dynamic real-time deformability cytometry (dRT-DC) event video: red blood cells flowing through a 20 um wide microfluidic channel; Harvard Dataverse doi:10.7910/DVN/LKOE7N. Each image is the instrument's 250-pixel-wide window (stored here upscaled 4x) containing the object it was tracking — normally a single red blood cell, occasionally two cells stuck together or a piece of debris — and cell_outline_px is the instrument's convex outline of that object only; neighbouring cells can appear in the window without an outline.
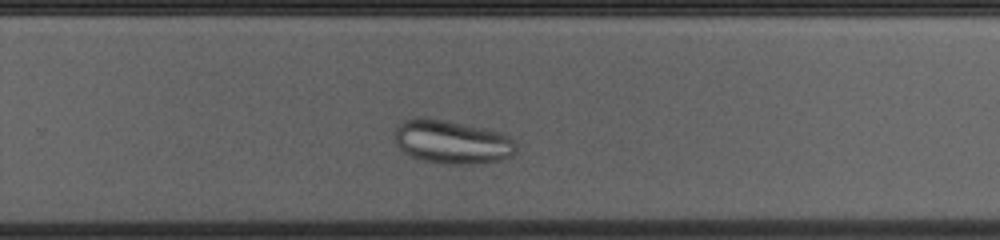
{"species": "common noctule bat (a hibernating species)", "species_latin": "Nyctalus noctula", "temperature_condition": "cold", "stored_images_in_passage": 34, "camera_frame_rate_fps": 3000, "um_per_image_px": 0.085, "animal": {"sex": "female", "body_mass_g": 23.0, "forearm_length_mm": 53.4}, "frame": {"image": 1, "passage_image": 25, "time_ms": 8.0, "image_size_px": [1000, 240], "cell_outline_px": [[516, 152], [512, 156], [500, 160], [472, 164], [448, 164], [424, 160], [412, 156], [404, 152], [396, 144], [396, 124], [400, 120], [412, 116], [424, 116], [444, 120], [500, 132], [512, 136], [516, 144]], "centroid_in_image_um": [38.4, 12.04], "position_along_channel_um": 291.4, "area_um2": 31.1}}